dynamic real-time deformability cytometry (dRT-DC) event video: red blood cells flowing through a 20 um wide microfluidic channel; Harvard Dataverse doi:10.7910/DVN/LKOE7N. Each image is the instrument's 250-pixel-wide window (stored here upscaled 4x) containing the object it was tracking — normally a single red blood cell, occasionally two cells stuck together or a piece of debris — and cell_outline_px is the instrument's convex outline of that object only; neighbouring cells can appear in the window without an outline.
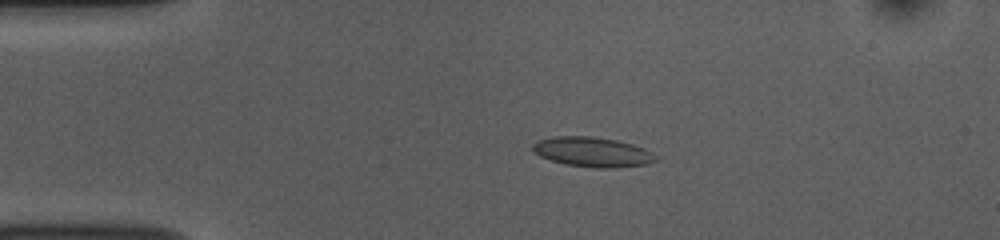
{"species": "common noctule bat (a hibernating species)", "species_latin": "Nyctalus noctula", "temperature_condition": "room temperature", "stored_images_in_passage": 52, "camera_frame_rate_fps": 3000, "um_per_image_px": 0.085, "animal": {"sex": "female", "body_mass_g": 10.0, "forearm_length_mm": 53.1}, "frame": {"image": 1, "passage_image": 10, "time_ms": 3.0, "image_size_px": [1000, 240], "cell_outline_px": [[656, 160], [648, 164], [616, 168], [596, 168], [564, 164], [540, 156], [532, 148], [532, 144], [536, 140], [552, 136], [592, 136], [616, 140], [632, 144], [644, 148], [652, 152], [656, 156]], "centroid_in_image_um": [50.36, 12.91], "position_along_channel_um": 34.6, "area_um2": 21.44}}
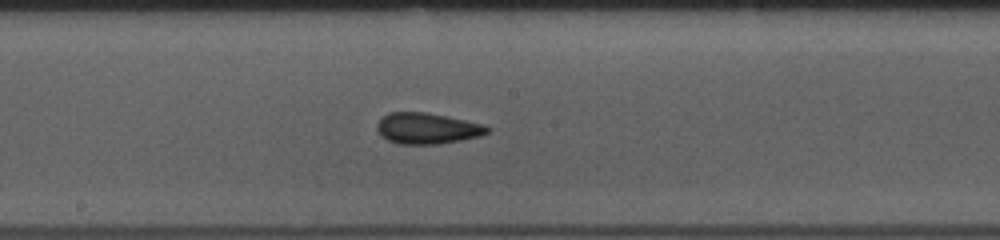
{"frame": {"image": 2, "passage_image": 27, "time_ms": 8.667, "image_size_px": [1000, 240], "cell_outline_px": [[492, 128], [488, 132], [480, 136], [440, 144], [396, 144], [380, 136], [376, 128], [376, 124], [388, 112], [424, 112], [484, 124]], "centroid_in_image_um": [36.29, 10.92], "position_along_channel_um": 211.9, "area_um2": 19.94}}
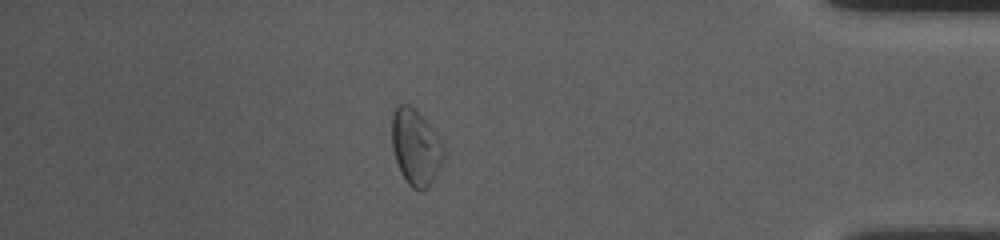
{"frame": {"image": 3, "passage_image": 45, "time_ms": 14.667, "image_size_px": [1000, 240], "cell_outline_px": [[444, 160], [436, 176], [420, 192], [412, 188], [408, 184], [400, 172], [392, 148], [392, 112], [400, 104], [408, 104], [440, 136], [444, 144]], "centroid_in_image_um": [35.35, 12.54], "position_along_channel_um": 399.9, "area_um2": 22.83}, "authors_computed_cell_mechanics": {"area_um2": 20.0566, "velocity_mm_per_s": 3.7721, "shape_relaxation_time_tau1_ms": 9.0793, "shape_relaxation_time_tau2_ms": 2.4182, "deformation_change_tau1": 0.1377, "deformation_change_tau2": 0.0977}}